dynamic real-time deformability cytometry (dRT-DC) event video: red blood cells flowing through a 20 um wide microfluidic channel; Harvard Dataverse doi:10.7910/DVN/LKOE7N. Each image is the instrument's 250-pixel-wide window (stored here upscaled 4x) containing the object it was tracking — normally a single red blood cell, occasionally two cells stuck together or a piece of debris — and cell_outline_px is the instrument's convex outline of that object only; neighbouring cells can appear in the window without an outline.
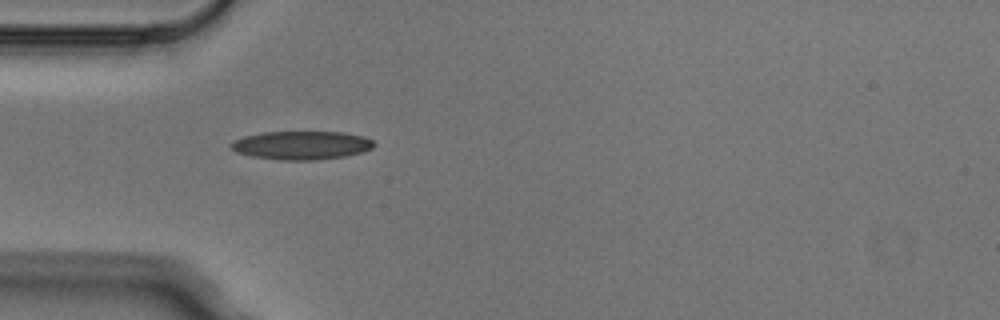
{"species": "Egyptian fruit bat (a non-hibernating species)", "species_latin": "Rousettus aegyptiacus", "temperature_condition": "cold", "stored_images_in_passage": 1, "camera_frame_rate_fps": 3000, "um_per_image_px": 0.085, "animal": {"sex": "male"}, "frame": {"image": 1, "passage_image": 1, "time_ms": 0.0, "image_size_px": [1000, 320], "cell_outline_px": [[376, 144], [372, 148], [360, 152], [344, 156], [316, 160], [284, 160], [252, 156], [236, 152], [232, 148], [232, 144], [236, 140], [244, 136], [264, 132], [344, 132], [364, 136], [372, 140]], "centroid_in_image_um": [25.67, 12.34], "position_along_channel_um": 59.3, "area_um2": 23.47}}